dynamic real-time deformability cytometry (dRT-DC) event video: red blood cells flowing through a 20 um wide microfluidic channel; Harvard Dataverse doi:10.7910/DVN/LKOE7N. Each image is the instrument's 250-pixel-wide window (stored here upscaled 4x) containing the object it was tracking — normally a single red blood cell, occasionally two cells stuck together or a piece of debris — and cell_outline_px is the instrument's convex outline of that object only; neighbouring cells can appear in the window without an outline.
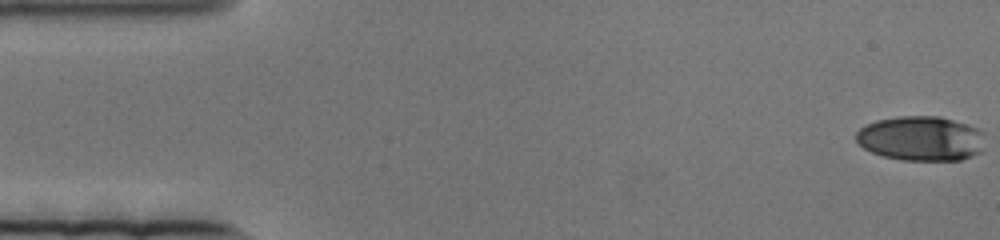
{"species": "human", "species_latin": "Homo sapiens", "temperature_condition": "cold", "stored_images_in_passage": 83, "camera_frame_rate_fps": 3000, "um_per_image_px": 0.085, "donor": {"sex": "female"}, "frame": {"image": 1, "passage_image": 1, "time_ms": 0.0, "image_size_px": [1000, 240], "cell_outline_px": [[984, 132], [980, 152], [972, 156], [960, 160], [900, 160], [884, 156], [872, 152], [864, 148], [856, 140], [856, 132], [864, 124], [876, 120], [900, 116], [940, 116], [976, 128]], "centroid_in_image_um": [78.25, 11.77], "position_along_channel_um": 6.8, "area_um2": 33.47}}
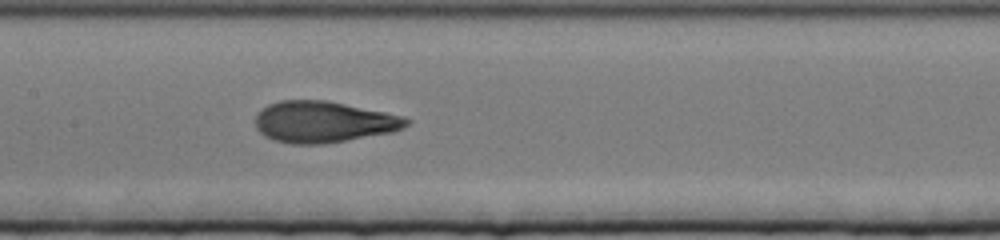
{"frame": {"image": 2, "passage_image": 39, "time_ms": 12.667, "image_size_px": [1000, 240], "cell_outline_px": [[412, 120], [404, 128], [396, 132], [324, 144], [292, 144], [272, 140], [264, 136], [256, 128], [256, 112], [268, 104], [280, 100], [328, 100], [404, 116]], "centroid_in_image_um": [27.52, 10.36], "position_along_channel_um": 179.9, "area_um2": 36.88}}
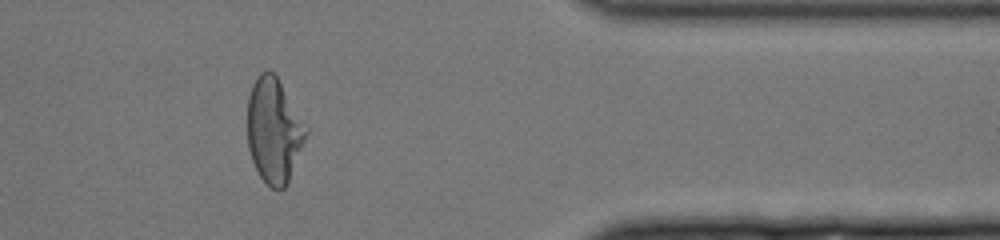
{"frame": {"image": 3, "passage_image": 68, "time_ms": 22.333, "image_size_px": [1000, 240], "cell_outline_px": [[308, 132], [288, 180], [284, 188], [280, 192], [272, 188], [260, 176], [252, 160], [248, 148], [248, 96], [252, 84], [260, 72], [268, 68], [276, 76]], "centroid_in_image_um": [23.24, 11.09], "position_along_channel_um": 388.2, "area_um2": 34.91}}